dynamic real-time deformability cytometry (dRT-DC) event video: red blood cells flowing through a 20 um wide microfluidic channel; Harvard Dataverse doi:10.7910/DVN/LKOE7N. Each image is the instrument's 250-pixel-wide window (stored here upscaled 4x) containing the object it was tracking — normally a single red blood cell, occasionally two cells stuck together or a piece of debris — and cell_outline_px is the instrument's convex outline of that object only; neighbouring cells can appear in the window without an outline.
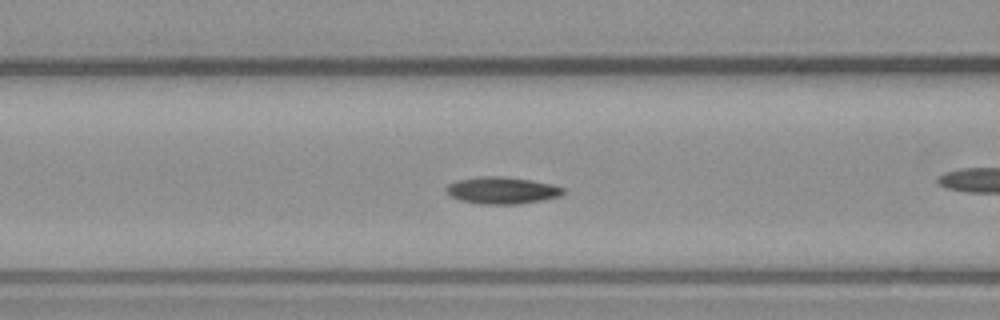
{"species": "common noctule bat (a hibernating species)", "species_latin": "Nyctalus noctula", "temperature_condition": "warm", "stored_images_in_passage": 12, "camera_frame_rate_fps": 3000, "um_per_image_px": 0.085, "animal": {"sex": "male", "body_mass_g": 23.1, "forearm_length_mm": 52.7}, "frame": {"image": 1, "passage_image": 10, "time_ms": 3.0, "image_size_px": [1000, 320], "cell_outline_px": [[564, 192], [560, 196], [540, 200], [516, 204], [480, 204], [460, 200], [452, 196], [444, 188], [448, 184], [456, 180], [480, 176], [504, 176], [552, 184], [564, 188]], "centroid_in_image_um": [42.64, 16.17], "position_along_channel_um": 124.0, "area_um2": 18.21}}